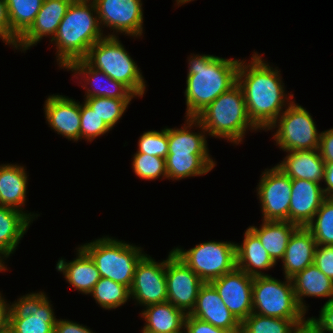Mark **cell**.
Listing matches in <instances>:
<instances>
[{
    "label": "cell",
    "mask_w": 333,
    "mask_h": 333,
    "mask_svg": "<svg viewBox=\"0 0 333 333\" xmlns=\"http://www.w3.org/2000/svg\"><path fill=\"white\" fill-rule=\"evenodd\" d=\"M317 243L306 227H298L291 235L282 258L283 273L292 278L314 262Z\"/></svg>",
    "instance_id": "obj_23"
},
{
    "label": "cell",
    "mask_w": 333,
    "mask_h": 333,
    "mask_svg": "<svg viewBox=\"0 0 333 333\" xmlns=\"http://www.w3.org/2000/svg\"><path fill=\"white\" fill-rule=\"evenodd\" d=\"M253 278L236 267L210 282L226 307L240 322L252 314Z\"/></svg>",
    "instance_id": "obj_15"
},
{
    "label": "cell",
    "mask_w": 333,
    "mask_h": 333,
    "mask_svg": "<svg viewBox=\"0 0 333 333\" xmlns=\"http://www.w3.org/2000/svg\"><path fill=\"white\" fill-rule=\"evenodd\" d=\"M46 122L58 135L68 140H80L81 104L65 95H49L44 103Z\"/></svg>",
    "instance_id": "obj_16"
},
{
    "label": "cell",
    "mask_w": 333,
    "mask_h": 333,
    "mask_svg": "<svg viewBox=\"0 0 333 333\" xmlns=\"http://www.w3.org/2000/svg\"><path fill=\"white\" fill-rule=\"evenodd\" d=\"M319 317L312 319L321 327V329L327 333H333V300L325 302L322 306Z\"/></svg>",
    "instance_id": "obj_44"
},
{
    "label": "cell",
    "mask_w": 333,
    "mask_h": 333,
    "mask_svg": "<svg viewBox=\"0 0 333 333\" xmlns=\"http://www.w3.org/2000/svg\"><path fill=\"white\" fill-rule=\"evenodd\" d=\"M25 166L18 164L0 165V205L23 212L32 222L39 214L24 211L28 176ZM36 216V217H35Z\"/></svg>",
    "instance_id": "obj_21"
},
{
    "label": "cell",
    "mask_w": 333,
    "mask_h": 333,
    "mask_svg": "<svg viewBox=\"0 0 333 333\" xmlns=\"http://www.w3.org/2000/svg\"><path fill=\"white\" fill-rule=\"evenodd\" d=\"M243 235L242 243H235L237 268L252 277L269 276L261 270L274 268L276 263L269 256L259 238L249 228Z\"/></svg>",
    "instance_id": "obj_25"
},
{
    "label": "cell",
    "mask_w": 333,
    "mask_h": 333,
    "mask_svg": "<svg viewBox=\"0 0 333 333\" xmlns=\"http://www.w3.org/2000/svg\"><path fill=\"white\" fill-rule=\"evenodd\" d=\"M289 222L306 227L327 198L322 186L308 180L292 179Z\"/></svg>",
    "instance_id": "obj_19"
},
{
    "label": "cell",
    "mask_w": 333,
    "mask_h": 333,
    "mask_svg": "<svg viewBox=\"0 0 333 333\" xmlns=\"http://www.w3.org/2000/svg\"><path fill=\"white\" fill-rule=\"evenodd\" d=\"M76 250V258L66 262V259L61 257L56 269L64 275L69 285L81 294L89 295L101 276L90 255L79 245Z\"/></svg>",
    "instance_id": "obj_22"
},
{
    "label": "cell",
    "mask_w": 333,
    "mask_h": 333,
    "mask_svg": "<svg viewBox=\"0 0 333 333\" xmlns=\"http://www.w3.org/2000/svg\"><path fill=\"white\" fill-rule=\"evenodd\" d=\"M326 186L322 187L326 197H333V163H325L323 181Z\"/></svg>",
    "instance_id": "obj_47"
},
{
    "label": "cell",
    "mask_w": 333,
    "mask_h": 333,
    "mask_svg": "<svg viewBox=\"0 0 333 333\" xmlns=\"http://www.w3.org/2000/svg\"><path fill=\"white\" fill-rule=\"evenodd\" d=\"M167 301L186 314L194 309L204 282L171 250L166 258Z\"/></svg>",
    "instance_id": "obj_14"
},
{
    "label": "cell",
    "mask_w": 333,
    "mask_h": 333,
    "mask_svg": "<svg viewBox=\"0 0 333 333\" xmlns=\"http://www.w3.org/2000/svg\"><path fill=\"white\" fill-rule=\"evenodd\" d=\"M184 332L185 333H235L223 328L215 327L206 321L191 316L190 314H187L186 316Z\"/></svg>",
    "instance_id": "obj_42"
},
{
    "label": "cell",
    "mask_w": 333,
    "mask_h": 333,
    "mask_svg": "<svg viewBox=\"0 0 333 333\" xmlns=\"http://www.w3.org/2000/svg\"><path fill=\"white\" fill-rule=\"evenodd\" d=\"M10 304L2 297L0 292V330L9 324V313L12 303L10 302Z\"/></svg>",
    "instance_id": "obj_48"
},
{
    "label": "cell",
    "mask_w": 333,
    "mask_h": 333,
    "mask_svg": "<svg viewBox=\"0 0 333 333\" xmlns=\"http://www.w3.org/2000/svg\"><path fill=\"white\" fill-rule=\"evenodd\" d=\"M0 38L6 45L16 48L18 39L12 34L8 7L5 0H0Z\"/></svg>",
    "instance_id": "obj_41"
},
{
    "label": "cell",
    "mask_w": 333,
    "mask_h": 333,
    "mask_svg": "<svg viewBox=\"0 0 333 333\" xmlns=\"http://www.w3.org/2000/svg\"><path fill=\"white\" fill-rule=\"evenodd\" d=\"M318 151L325 163H333V128L321 132Z\"/></svg>",
    "instance_id": "obj_43"
},
{
    "label": "cell",
    "mask_w": 333,
    "mask_h": 333,
    "mask_svg": "<svg viewBox=\"0 0 333 333\" xmlns=\"http://www.w3.org/2000/svg\"><path fill=\"white\" fill-rule=\"evenodd\" d=\"M281 163L276 166L291 179L308 180L321 184L324 178L325 162L318 149L287 151Z\"/></svg>",
    "instance_id": "obj_24"
},
{
    "label": "cell",
    "mask_w": 333,
    "mask_h": 333,
    "mask_svg": "<svg viewBox=\"0 0 333 333\" xmlns=\"http://www.w3.org/2000/svg\"><path fill=\"white\" fill-rule=\"evenodd\" d=\"M101 28L113 31L106 36L123 34L132 37L143 35L142 0H92Z\"/></svg>",
    "instance_id": "obj_12"
},
{
    "label": "cell",
    "mask_w": 333,
    "mask_h": 333,
    "mask_svg": "<svg viewBox=\"0 0 333 333\" xmlns=\"http://www.w3.org/2000/svg\"><path fill=\"white\" fill-rule=\"evenodd\" d=\"M302 320L273 318L252 313L241 322L240 333H292L295 324Z\"/></svg>",
    "instance_id": "obj_36"
},
{
    "label": "cell",
    "mask_w": 333,
    "mask_h": 333,
    "mask_svg": "<svg viewBox=\"0 0 333 333\" xmlns=\"http://www.w3.org/2000/svg\"><path fill=\"white\" fill-rule=\"evenodd\" d=\"M276 129L273 140L276 146L287 152L294 150L318 149L320 134L311 114L295 100L283 111L277 120L269 127Z\"/></svg>",
    "instance_id": "obj_9"
},
{
    "label": "cell",
    "mask_w": 333,
    "mask_h": 333,
    "mask_svg": "<svg viewBox=\"0 0 333 333\" xmlns=\"http://www.w3.org/2000/svg\"><path fill=\"white\" fill-rule=\"evenodd\" d=\"M292 333H325L321 327L312 319L304 318L295 324Z\"/></svg>",
    "instance_id": "obj_46"
},
{
    "label": "cell",
    "mask_w": 333,
    "mask_h": 333,
    "mask_svg": "<svg viewBox=\"0 0 333 333\" xmlns=\"http://www.w3.org/2000/svg\"><path fill=\"white\" fill-rule=\"evenodd\" d=\"M317 245L333 246V197H327L306 226Z\"/></svg>",
    "instance_id": "obj_34"
},
{
    "label": "cell",
    "mask_w": 333,
    "mask_h": 333,
    "mask_svg": "<svg viewBox=\"0 0 333 333\" xmlns=\"http://www.w3.org/2000/svg\"><path fill=\"white\" fill-rule=\"evenodd\" d=\"M181 128H168V154H210L205 129L196 118L186 117ZM200 132H193V127Z\"/></svg>",
    "instance_id": "obj_28"
},
{
    "label": "cell",
    "mask_w": 333,
    "mask_h": 333,
    "mask_svg": "<svg viewBox=\"0 0 333 333\" xmlns=\"http://www.w3.org/2000/svg\"><path fill=\"white\" fill-rule=\"evenodd\" d=\"M261 55L253 52L248 63L240 59L237 84L243 91L250 120L259 130L267 131L293 102L294 94H285L281 71Z\"/></svg>",
    "instance_id": "obj_1"
},
{
    "label": "cell",
    "mask_w": 333,
    "mask_h": 333,
    "mask_svg": "<svg viewBox=\"0 0 333 333\" xmlns=\"http://www.w3.org/2000/svg\"><path fill=\"white\" fill-rule=\"evenodd\" d=\"M90 295L105 310L116 309L131 299L127 286L103 277L95 284Z\"/></svg>",
    "instance_id": "obj_33"
},
{
    "label": "cell",
    "mask_w": 333,
    "mask_h": 333,
    "mask_svg": "<svg viewBox=\"0 0 333 333\" xmlns=\"http://www.w3.org/2000/svg\"><path fill=\"white\" fill-rule=\"evenodd\" d=\"M252 313L273 318L303 320L306 312L299 306L292 279L280 281L269 276H256L252 287Z\"/></svg>",
    "instance_id": "obj_7"
},
{
    "label": "cell",
    "mask_w": 333,
    "mask_h": 333,
    "mask_svg": "<svg viewBox=\"0 0 333 333\" xmlns=\"http://www.w3.org/2000/svg\"><path fill=\"white\" fill-rule=\"evenodd\" d=\"M172 250L204 283H210L237 267L235 242L211 240L188 250L182 247Z\"/></svg>",
    "instance_id": "obj_8"
},
{
    "label": "cell",
    "mask_w": 333,
    "mask_h": 333,
    "mask_svg": "<svg viewBox=\"0 0 333 333\" xmlns=\"http://www.w3.org/2000/svg\"><path fill=\"white\" fill-rule=\"evenodd\" d=\"M57 318L46 293L33 292L12 303L9 325L16 333H54Z\"/></svg>",
    "instance_id": "obj_10"
},
{
    "label": "cell",
    "mask_w": 333,
    "mask_h": 333,
    "mask_svg": "<svg viewBox=\"0 0 333 333\" xmlns=\"http://www.w3.org/2000/svg\"><path fill=\"white\" fill-rule=\"evenodd\" d=\"M130 296L143 308L167 302L166 259L157 262L148 254L141 258L135 268Z\"/></svg>",
    "instance_id": "obj_13"
},
{
    "label": "cell",
    "mask_w": 333,
    "mask_h": 333,
    "mask_svg": "<svg viewBox=\"0 0 333 333\" xmlns=\"http://www.w3.org/2000/svg\"><path fill=\"white\" fill-rule=\"evenodd\" d=\"M215 138L239 145L248 130L260 131L250 120L241 87L236 83L195 117Z\"/></svg>",
    "instance_id": "obj_4"
},
{
    "label": "cell",
    "mask_w": 333,
    "mask_h": 333,
    "mask_svg": "<svg viewBox=\"0 0 333 333\" xmlns=\"http://www.w3.org/2000/svg\"><path fill=\"white\" fill-rule=\"evenodd\" d=\"M313 264L333 281V246L317 245Z\"/></svg>",
    "instance_id": "obj_40"
},
{
    "label": "cell",
    "mask_w": 333,
    "mask_h": 333,
    "mask_svg": "<svg viewBox=\"0 0 333 333\" xmlns=\"http://www.w3.org/2000/svg\"><path fill=\"white\" fill-rule=\"evenodd\" d=\"M118 37L105 36L98 40L89 48L84 60L91 67L125 85L136 97H143L146 80Z\"/></svg>",
    "instance_id": "obj_5"
},
{
    "label": "cell",
    "mask_w": 333,
    "mask_h": 333,
    "mask_svg": "<svg viewBox=\"0 0 333 333\" xmlns=\"http://www.w3.org/2000/svg\"><path fill=\"white\" fill-rule=\"evenodd\" d=\"M73 0H44L31 27L18 39L16 50L25 51L45 38H54L66 11Z\"/></svg>",
    "instance_id": "obj_18"
},
{
    "label": "cell",
    "mask_w": 333,
    "mask_h": 333,
    "mask_svg": "<svg viewBox=\"0 0 333 333\" xmlns=\"http://www.w3.org/2000/svg\"><path fill=\"white\" fill-rule=\"evenodd\" d=\"M141 317L145 321L141 333H183L187 314L170 302L145 306Z\"/></svg>",
    "instance_id": "obj_26"
},
{
    "label": "cell",
    "mask_w": 333,
    "mask_h": 333,
    "mask_svg": "<svg viewBox=\"0 0 333 333\" xmlns=\"http://www.w3.org/2000/svg\"><path fill=\"white\" fill-rule=\"evenodd\" d=\"M66 69L74 72L72 76L77 80L81 78V84L84 82L81 86L86 90L85 98L99 96L116 99L136 98L125 85L110 78L103 71L91 67L84 59L72 62Z\"/></svg>",
    "instance_id": "obj_17"
},
{
    "label": "cell",
    "mask_w": 333,
    "mask_h": 333,
    "mask_svg": "<svg viewBox=\"0 0 333 333\" xmlns=\"http://www.w3.org/2000/svg\"><path fill=\"white\" fill-rule=\"evenodd\" d=\"M190 315L215 327L240 333L241 322L229 311L211 283L201 286Z\"/></svg>",
    "instance_id": "obj_20"
},
{
    "label": "cell",
    "mask_w": 333,
    "mask_h": 333,
    "mask_svg": "<svg viewBox=\"0 0 333 333\" xmlns=\"http://www.w3.org/2000/svg\"><path fill=\"white\" fill-rule=\"evenodd\" d=\"M7 266L8 265H6V263H5V258L0 254V272L8 270Z\"/></svg>",
    "instance_id": "obj_49"
},
{
    "label": "cell",
    "mask_w": 333,
    "mask_h": 333,
    "mask_svg": "<svg viewBox=\"0 0 333 333\" xmlns=\"http://www.w3.org/2000/svg\"><path fill=\"white\" fill-rule=\"evenodd\" d=\"M31 223L23 212L0 205V254L5 260L16 252Z\"/></svg>",
    "instance_id": "obj_30"
},
{
    "label": "cell",
    "mask_w": 333,
    "mask_h": 333,
    "mask_svg": "<svg viewBox=\"0 0 333 333\" xmlns=\"http://www.w3.org/2000/svg\"><path fill=\"white\" fill-rule=\"evenodd\" d=\"M133 99H116L107 97L84 98V102L104 121L112 130L115 124L127 111Z\"/></svg>",
    "instance_id": "obj_35"
},
{
    "label": "cell",
    "mask_w": 333,
    "mask_h": 333,
    "mask_svg": "<svg viewBox=\"0 0 333 333\" xmlns=\"http://www.w3.org/2000/svg\"><path fill=\"white\" fill-rule=\"evenodd\" d=\"M239 59L191 54L184 91L186 117L195 118L211 102L237 83Z\"/></svg>",
    "instance_id": "obj_2"
},
{
    "label": "cell",
    "mask_w": 333,
    "mask_h": 333,
    "mask_svg": "<svg viewBox=\"0 0 333 333\" xmlns=\"http://www.w3.org/2000/svg\"><path fill=\"white\" fill-rule=\"evenodd\" d=\"M103 31L94 2L73 0L50 40L56 46L59 67L66 70L72 62L84 59L89 48L106 36Z\"/></svg>",
    "instance_id": "obj_3"
},
{
    "label": "cell",
    "mask_w": 333,
    "mask_h": 333,
    "mask_svg": "<svg viewBox=\"0 0 333 333\" xmlns=\"http://www.w3.org/2000/svg\"><path fill=\"white\" fill-rule=\"evenodd\" d=\"M54 333H95L87 326L67 319H57Z\"/></svg>",
    "instance_id": "obj_45"
},
{
    "label": "cell",
    "mask_w": 333,
    "mask_h": 333,
    "mask_svg": "<svg viewBox=\"0 0 333 333\" xmlns=\"http://www.w3.org/2000/svg\"><path fill=\"white\" fill-rule=\"evenodd\" d=\"M194 0H175L176 4L175 5H183V4H186V3H189V2H192Z\"/></svg>",
    "instance_id": "obj_51"
},
{
    "label": "cell",
    "mask_w": 333,
    "mask_h": 333,
    "mask_svg": "<svg viewBox=\"0 0 333 333\" xmlns=\"http://www.w3.org/2000/svg\"><path fill=\"white\" fill-rule=\"evenodd\" d=\"M294 293L299 306L306 312L309 306L304 297L333 300V281L324 275L315 264H311L292 278Z\"/></svg>",
    "instance_id": "obj_27"
},
{
    "label": "cell",
    "mask_w": 333,
    "mask_h": 333,
    "mask_svg": "<svg viewBox=\"0 0 333 333\" xmlns=\"http://www.w3.org/2000/svg\"><path fill=\"white\" fill-rule=\"evenodd\" d=\"M0 333H16L15 330L8 324L0 330Z\"/></svg>",
    "instance_id": "obj_50"
},
{
    "label": "cell",
    "mask_w": 333,
    "mask_h": 333,
    "mask_svg": "<svg viewBox=\"0 0 333 333\" xmlns=\"http://www.w3.org/2000/svg\"><path fill=\"white\" fill-rule=\"evenodd\" d=\"M256 188L262 220L289 221L292 179L277 166L265 169Z\"/></svg>",
    "instance_id": "obj_11"
},
{
    "label": "cell",
    "mask_w": 333,
    "mask_h": 333,
    "mask_svg": "<svg viewBox=\"0 0 333 333\" xmlns=\"http://www.w3.org/2000/svg\"><path fill=\"white\" fill-rule=\"evenodd\" d=\"M136 153L148 154L165 159L168 155V127L161 131H146L140 135Z\"/></svg>",
    "instance_id": "obj_38"
},
{
    "label": "cell",
    "mask_w": 333,
    "mask_h": 333,
    "mask_svg": "<svg viewBox=\"0 0 333 333\" xmlns=\"http://www.w3.org/2000/svg\"><path fill=\"white\" fill-rule=\"evenodd\" d=\"M165 163L167 179L173 181L206 175L216 166L210 154H168Z\"/></svg>",
    "instance_id": "obj_31"
},
{
    "label": "cell",
    "mask_w": 333,
    "mask_h": 333,
    "mask_svg": "<svg viewBox=\"0 0 333 333\" xmlns=\"http://www.w3.org/2000/svg\"><path fill=\"white\" fill-rule=\"evenodd\" d=\"M81 126H80V139L87 142H92L99 136H102L111 129L85 102L81 104Z\"/></svg>",
    "instance_id": "obj_39"
},
{
    "label": "cell",
    "mask_w": 333,
    "mask_h": 333,
    "mask_svg": "<svg viewBox=\"0 0 333 333\" xmlns=\"http://www.w3.org/2000/svg\"><path fill=\"white\" fill-rule=\"evenodd\" d=\"M133 172L144 180H156L167 178L166 163L164 158L143 153H135L132 159Z\"/></svg>",
    "instance_id": "obj_37"
},
{
    "label": "cell",
    "mask_w": 333,
    "mask_h": 333,
    "mask_svg": "<svg viewBox=\"0 0 333 333\" xmlns=\"http://www.w3.org/2000/svg\"><path fill=\"white\" fill-rule=\"evenodd\" d=\"M12 34L19 39L32 25L44 0H5Z\"/></svg>",
    "instance_id": "obj_32"
},
{
    "label": "cell",
    "mask_w": 333,
    "mask_h": 333,
    "mask_svg": "<svg viewBox=\"0 0 333 333\" xmlns=\"http://www.w3.org/2000/svg\"><path fill=\"white\" fill-rule=\"evenodd\" d=\"M80 246L93 259L101 277L130 289L135 268L145 255L143 248L109 235Z\"/></svg>",
    "instance_id": "obj_6"
},
{
    "label": "cell",
    "mask_w": 333,
    "mask_h": 333,
    "mask_svg": "<svg viewBox=\"0 0 333 333\" xmlns=\"http://www.w3.org/2000/svg\"><path fill=\"white\" fill-rule=\"evenodd\" d=\"M248 228L259 238L269 256L277 264L278 259L282 260L288 241L298 226L289 221L262 220L259 228L253 225Z\"/></svg>",
    "instance_id": "obj_29"
}]
</instances>
